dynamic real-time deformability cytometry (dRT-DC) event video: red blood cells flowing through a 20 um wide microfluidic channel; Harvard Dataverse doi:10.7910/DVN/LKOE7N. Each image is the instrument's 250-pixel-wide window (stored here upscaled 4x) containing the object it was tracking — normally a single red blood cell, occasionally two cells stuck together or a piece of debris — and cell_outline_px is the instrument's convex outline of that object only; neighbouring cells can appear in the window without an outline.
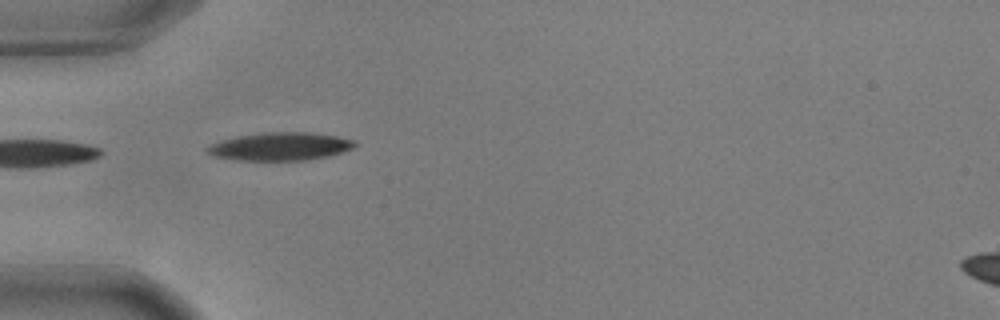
{"species": "common noctule bat (a hibernating species)", "species_latin": "Nyctalus noctula", "temperature_condition": "warm", "stored_images_in_passage": 3, "camera_frame_rate_fps": 3000, "um_per_image_px": 0.085, "animal": {"sex": "male", "body_mass_g": 17.9, "forearm_length_mm": 54.2}, "frame": {"image": 1, "passage_image": 1, "time_ms": 0.0, "image_size_px": [1000, 320], "cell_outline_px": [[356, 144], [352, 148], [344, 152], [328, 156], [308, 160], [240, 160], [212, 156], [204, 152], [204, 148], [220, 140], [236, 136], [264, 132], [312, 132], [336, 136], [356, 140]], "centroid_in_image_um": [23.8, 12.44], "position_along_channel_um": 61.2, "area_um2": 24.33}}